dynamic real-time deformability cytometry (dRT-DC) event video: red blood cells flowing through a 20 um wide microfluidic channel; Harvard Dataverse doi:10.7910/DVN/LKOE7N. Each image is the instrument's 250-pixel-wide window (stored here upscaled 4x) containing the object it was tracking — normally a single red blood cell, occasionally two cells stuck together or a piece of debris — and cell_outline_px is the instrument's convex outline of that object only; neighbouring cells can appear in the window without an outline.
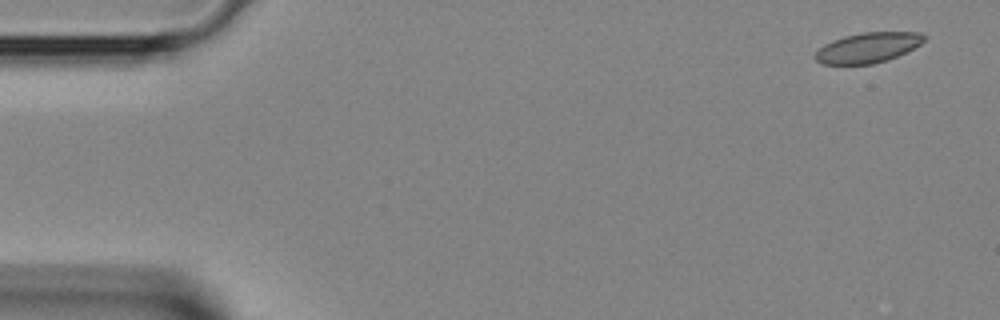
{"species": "Egyptian fruit bat (a non-hibernating species)", "species_latin": "Rousettus aegyptiacus", "temperature_condition": "room temperature", "stored_images_in_passage": 4, "segment_of_instrument_passage": [1, 2], "camera_frame_rate_fps": 3000, "um_per_image_px": 0.085, "animal": {"sex": "female"}, "frame": {"image": 1, "passage_image": 1, "time_ms": 0.0, "image_size_px": [1000, 320], "cell_outline_px": [[928, 36], [920, 44], [888, 60], [872, 64], [824, 64], [816, 60], [812, 56], [816, 48], [832, 40], [844, 36], [864, 32], [920, 32]], "centroid_in_image_um": [73.72, 4.04], "position_along_channel_um": 11.3, "area_um2": 19.25}}